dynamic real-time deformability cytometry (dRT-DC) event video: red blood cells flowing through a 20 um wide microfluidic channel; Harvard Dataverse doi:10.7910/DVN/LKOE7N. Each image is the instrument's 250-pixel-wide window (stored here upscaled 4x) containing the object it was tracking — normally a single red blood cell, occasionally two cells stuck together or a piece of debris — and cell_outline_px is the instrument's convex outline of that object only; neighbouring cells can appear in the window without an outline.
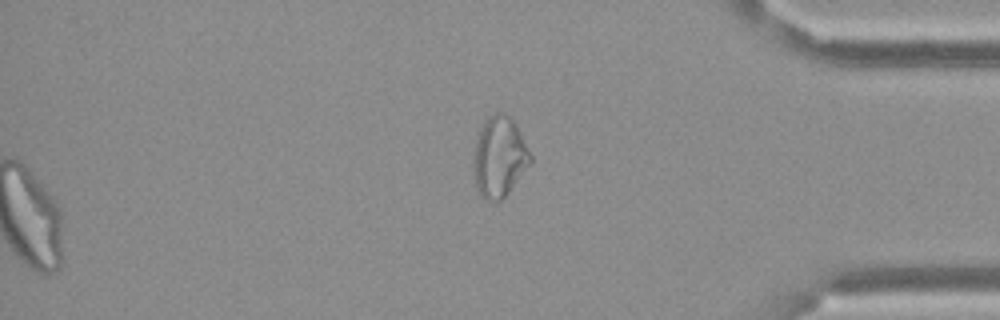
{"species": "Egyptian fruit bat (a non-hibernating species)", "species_latin": "Rousettus aegyptiacus", "temperature_condition": "cold", "stored_images_in_passage": 43, "segment_of_instrument_passage": [2, 2], "camera_frame_rate_fps": 3000, "um_per_image_px": 0.085, "frame": {"image": 1, "passage_image": 43, "time_ms": 14.0, "image_size_px": [1000, 320], "cell_outline_px": [[532, 164], [508, 192], [500, 200], [488, 200], [480, 196], [476, 188], [472, 164], [476, 140], [480, 128], [484, 120], [488, 116], [496, 112], [504, 112], [516, 124], [532, 156]], "centroid_in_image_um": [42.44, 13.33], "position_along_channel_um": 392.8, "area_um2": 26.88}}